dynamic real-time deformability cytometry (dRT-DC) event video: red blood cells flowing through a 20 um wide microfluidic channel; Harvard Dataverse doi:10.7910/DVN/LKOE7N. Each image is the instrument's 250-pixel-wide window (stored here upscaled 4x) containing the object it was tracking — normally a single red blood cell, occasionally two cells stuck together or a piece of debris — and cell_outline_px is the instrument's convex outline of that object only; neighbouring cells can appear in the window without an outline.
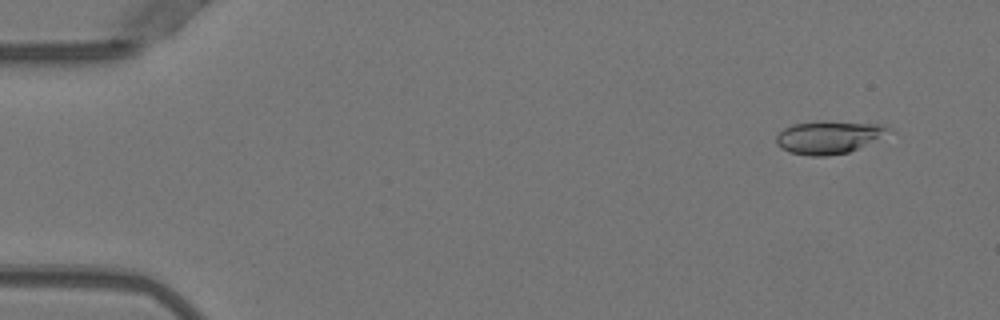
{"species": "Egyptian fruit bat (a non-hibernating species)", "species_latin": "Rousettus aegyptiacus", "temperature_condition": "warm", "stored_images_in_passage": 4, "camera_frame_rate_fps": 3000, "um_per_image_px": 0.085, "animal": {"sex": "female"}, "frame": {"image": 1, "passage_image": 1, "time_ms": 0.0, "image_size_px": [1000, 320], "cell_outline_px": [[896, 132], [848, 152], [828, 156], [808, 156], [788, 152], [780, 148], [776, 144], [776, 136], [784, 128], [792, 124], [820, 120], [884, 124], [892, 128]], "centroid_in_image_um": [70.5, 11.65], "position_along_channel_um": 14.5, "area_um2": 22.14}}
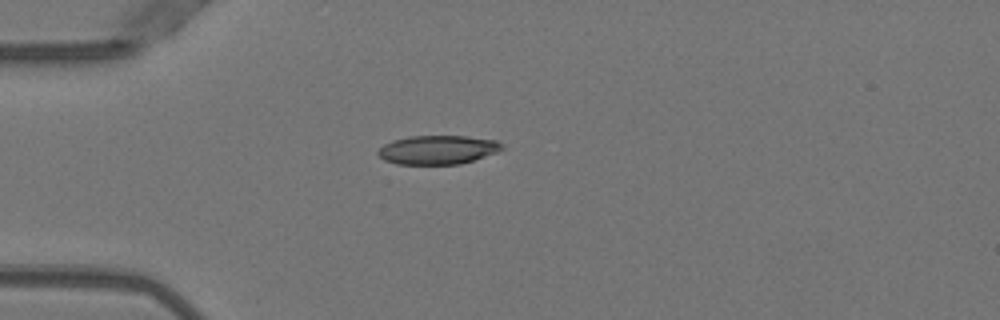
{"frame": {"image": 2, "passage_image": 4, "time_ms": 1.0, "image_size_px": [1000, 320], "cell_outline_px": [[504, 148], [496, 152], [460, 164], [396, 164], [384, 160], [376, 152], [384, 144], [392, 140], [408, 136], [468, 136], [496, 140], [504, 144]], "centroid_in_image_um": [37.2, 12.72], "position_along_channel_um": 47.8, "area_um2": 20.87}}